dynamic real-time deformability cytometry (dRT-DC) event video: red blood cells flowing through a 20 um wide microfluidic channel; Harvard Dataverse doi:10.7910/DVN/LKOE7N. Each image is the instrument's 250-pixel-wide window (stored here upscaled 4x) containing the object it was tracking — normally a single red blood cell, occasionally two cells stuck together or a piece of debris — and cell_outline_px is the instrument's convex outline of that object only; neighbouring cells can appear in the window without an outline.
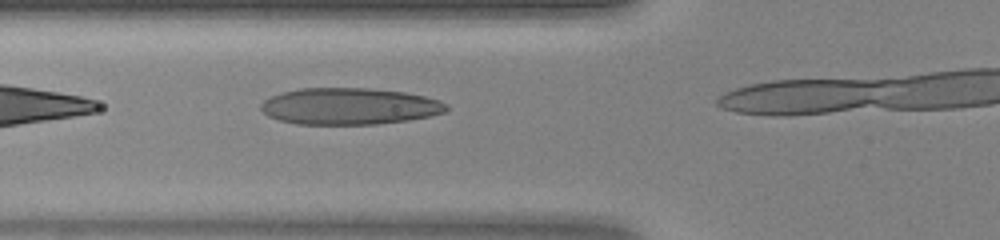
{"species": "human", "species_latin": "Homo sapiens", "temperature_condition": "warm", "stored_images_in_passage": 6, "camera_frame_rate_fps": 3000, "um_per_image_px": 0.085, "donor": {"sex": "female"}, "frame": {"image": 1, "passage_image": 3, "time_ms": 0.667, "image_size_px": [1000, 240], "cell_outline_px": [[448, 108], [444, 112], [432, 116], [408, 120], [376, 124], [296, 124], [280, 120], [268, 116], [260, 108], [260, 104], [264, 100], [280, 92], [300, 88], [368, 88], [404, 92], [424, 96], [440, 100], [448, 104]], "centroid_in_image_um": [29.7, 9.03], "position_along_channel_um": 96.1, "area_um2": 39.71}}